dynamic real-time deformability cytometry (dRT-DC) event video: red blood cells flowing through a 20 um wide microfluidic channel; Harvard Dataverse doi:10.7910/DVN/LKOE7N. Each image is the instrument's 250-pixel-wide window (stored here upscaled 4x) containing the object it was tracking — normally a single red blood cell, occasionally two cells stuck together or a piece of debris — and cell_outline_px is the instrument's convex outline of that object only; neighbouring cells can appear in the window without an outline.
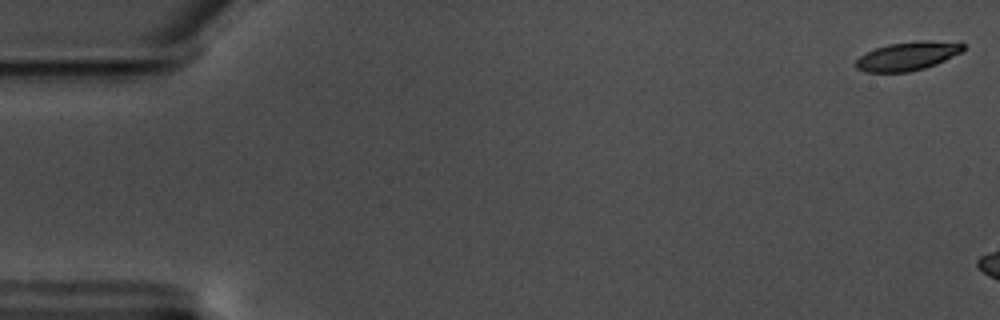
{"species": "common noctule bat (a hibernating species)", "species_latin": "Nyctalus noctula", "temperature_condition": "warm", "stored_images_in_passage": 8, "camera_frame_rate_fps": 3000, "um_per_image_px": 0.085, "animal": {"sex": "male", "body_mass_g": 17.5, "forearm_length_mm": 52.3}, "frame": {"image": 1, "passage_image": 1, "time_ms": 0.0, "image_size_px": [1000, 320], "cell_outline_px": [[964, 48], [960, 52], [936, 64], [924, 68], [908, 72], [864, 72], [856, 68], [856, 60], [860, 56], [876, 48], [888, 44], [920, 40], [928, 40], [964, 44]], "centroid_in_image_um": [77.1, 4.77], "position_along_channel_um": 7.9, "area_um2": 17.63}}